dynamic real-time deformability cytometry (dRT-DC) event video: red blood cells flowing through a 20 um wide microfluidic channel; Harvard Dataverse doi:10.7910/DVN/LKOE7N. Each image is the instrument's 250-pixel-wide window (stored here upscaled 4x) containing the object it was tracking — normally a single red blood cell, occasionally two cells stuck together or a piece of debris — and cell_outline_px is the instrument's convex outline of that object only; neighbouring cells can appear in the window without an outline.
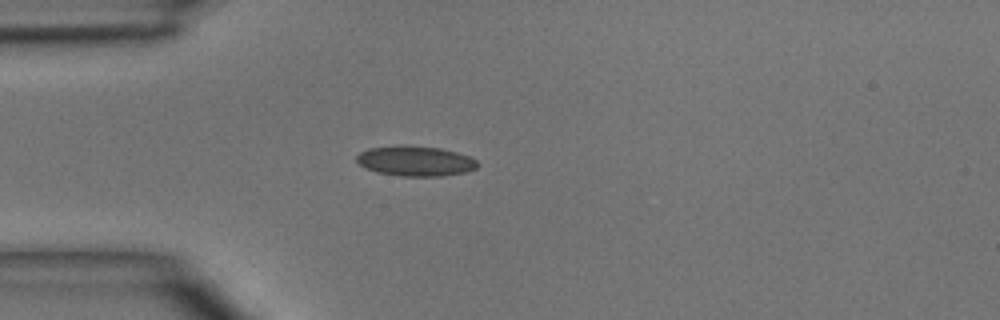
{"species": "common noctule bat (a hibernating species)", "species_latin": "Nyctalus noctula", "temperature_condition": "room temperature", "stored_images_in_passage": 1, "camera_frame_rate_fps": 3000, "um_per_image_px": 0.085, "animal": {"sex": "male", "body_mass_g": 15.6}, "frame": {"image": 1, "passage_image": 1, "time_ms": 0.0, "image_size_px": [1000, 320], "cell_outline_px": [[480, 164], [476, 168], [464, 172], [440, 176], [400, 176], [376, 172], [360, 164], [356, 160], [356, 156], [360, 152], [368, 148], [440, 148], [456, 152], [468, 156], [476, 160]], "centroid_in_image_um": [35.35, 13.73], "position_along_channel_um": 49.7, "area_um2": 20.23}}